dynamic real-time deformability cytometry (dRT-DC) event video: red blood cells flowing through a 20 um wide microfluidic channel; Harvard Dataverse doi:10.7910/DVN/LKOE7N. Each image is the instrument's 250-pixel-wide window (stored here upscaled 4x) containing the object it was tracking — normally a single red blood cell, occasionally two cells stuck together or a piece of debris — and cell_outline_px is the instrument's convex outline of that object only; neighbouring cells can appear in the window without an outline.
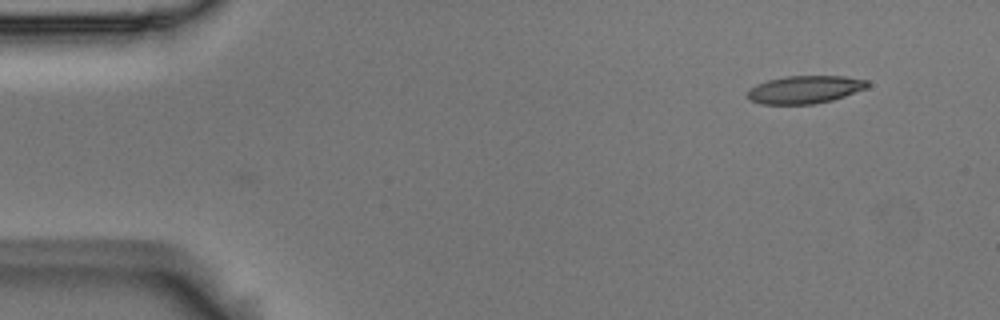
{"species": "Egyptian fruit bat (a non-hibernating species)", "species_latin": "Rousettus aegyptiacus", "temperature_condition": "room temperature", "stored_images_in_passage": 3, "camera_frame_rate_fps": 3000, "um_per_image_px": 0.085, "animal": {"sex": "male"}, "frame": {"image": 1, "passage_image": 3, "time_ms": 0.667, "image_size_px": [1000, 320], "cell_outline_px": [[868, 88], [832, 100], [812, 104], [760, 104], [752, 100], [748, 96], [748, 92], [756, 84], [768, 80], [784, 76], [844, 76], [868, 80]], "centroid_in_image_um": [68.44, 7.6], "position_along_channel_um": 16.6, "area_um2": 19.31}}